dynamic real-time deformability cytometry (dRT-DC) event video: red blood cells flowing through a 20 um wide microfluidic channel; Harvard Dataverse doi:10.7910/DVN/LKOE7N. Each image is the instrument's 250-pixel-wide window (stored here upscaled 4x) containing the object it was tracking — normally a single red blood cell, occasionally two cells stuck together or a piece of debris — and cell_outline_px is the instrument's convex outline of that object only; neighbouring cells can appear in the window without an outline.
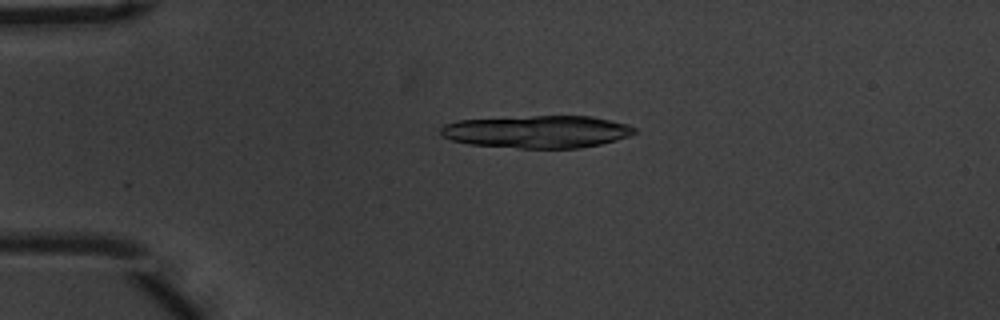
{"species": "common noctule bat (a hibernating species)", "species_latin": "Nyctalus noctula", "temperature_condition": "warm", "stored_images_in_passage": 19, "camera_frame_rate_fps": 3000, "um_per_image_px": 0.085, "animal": {"sex": "male", "body_mass_g": 20.1, "forearm_length_mm": 53.5}, "frame": {"image": 1, "passage_image": 11, "time_ms": 3.333, "image_size_px": [1000, 320], "cell_outline_px": [[640, 132], [616, 140], [600, 144], [580, 148], [520, 148], [468, 144], [452, 140], [440, 136], [440, 128], [444, 124], [460, 120], [532, 116], [592, 116], [628, 124], [636, 128]], "centroid_in_image_um": [45.68, 11.19], "position_along_channel_um": 39.3, "area_um2": 36.82}}